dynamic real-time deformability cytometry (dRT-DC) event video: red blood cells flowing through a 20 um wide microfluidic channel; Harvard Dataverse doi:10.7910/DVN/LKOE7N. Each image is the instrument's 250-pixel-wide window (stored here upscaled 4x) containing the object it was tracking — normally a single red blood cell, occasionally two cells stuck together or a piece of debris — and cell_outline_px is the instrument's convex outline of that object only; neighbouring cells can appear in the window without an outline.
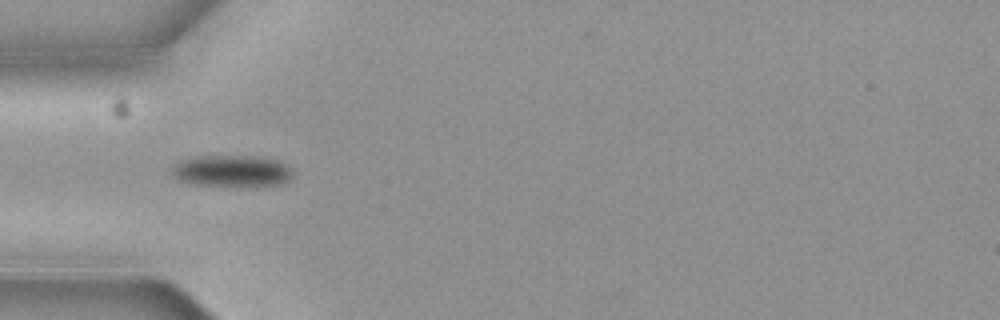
{"species": "common noctule bat (a hibernating species)", "species_latin": "Nyctalus noctula", "temperature_condition": "cold", "stored_images_in_passage": 15, "camera_frame_rate_fps": 3000, "um_per_image_px": 0.085, "animal": {"sex": "female", "body_mass_g": 19.3, "forearm_length_mm": 54.1}, "frame": {"image": 1, "passage_image": 5, "time_ms": 1.333, "image_size_px": [1000, 320], "cell_outline_px": [[292, 176], [288, 180], [280, 184], [196, 184], [180, 180], [172, 172], [172, 168], [180, 160], [196, 156], [264, 156], [280, 160], [288, 164], [292, 168]], "centroid_in_image_um": [19.77, 14.47], "position_along_channel_um": 65.2, "area_um2": 21.73}}
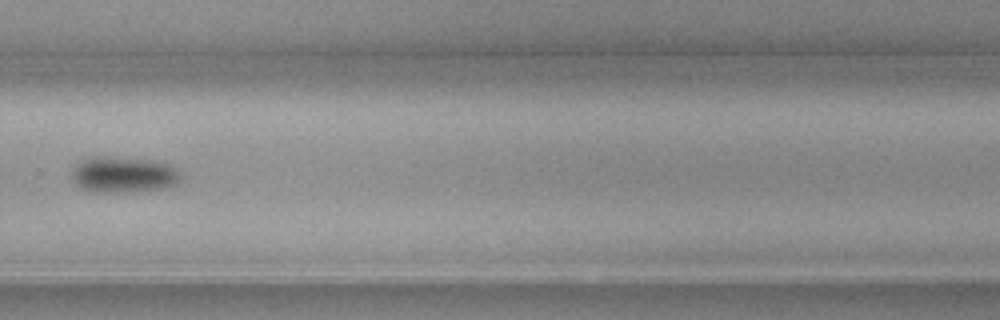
{"frame": {"image": 2, "passage_image": 11, "time_ms": 3.333, "image_size_px": [1000, 320], "cell_outline_px": [[180, 176], [172, 184], [160, 188], [116, 192], [96, 192], [84, 188], [76, 184], [72, 180], [72, 168], [80, 160], [88, 156], [104, 156], [148, 160], [164, 164], [172, 168]], "centroid_in_image_um": [10.33, 14.82], "position_along_channel_um": 319.5, "area_um2": 22.02}}
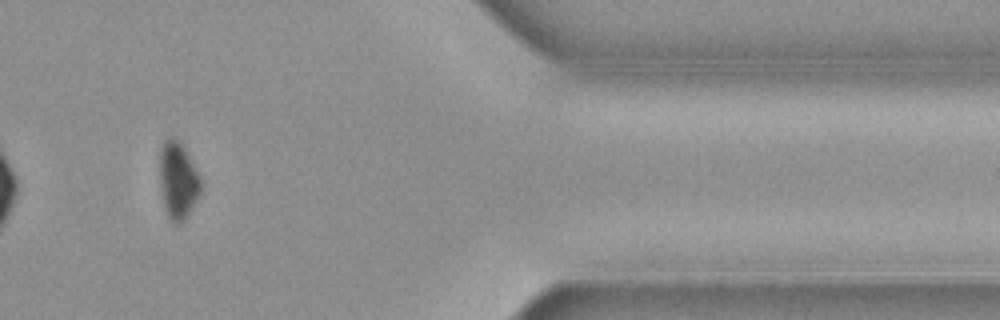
{"frame": {"image": 3, "passage_image": 13, "time_ms": 4.0, "image_size_px": [1000, 320], "cell_outline_px": [[204, 184], [200, 196], [184, 220], [180, 224], [176, 224], [168, 216], [164, 208], [160, 188], [160, 148], [164, 140], [168, 136], [172, 136], [184, 148], [200, 176]], "centroid_in_image_um": [15.14, 15.35], "position_along_channel_um": 396.3, "area_um2": 18.67}}